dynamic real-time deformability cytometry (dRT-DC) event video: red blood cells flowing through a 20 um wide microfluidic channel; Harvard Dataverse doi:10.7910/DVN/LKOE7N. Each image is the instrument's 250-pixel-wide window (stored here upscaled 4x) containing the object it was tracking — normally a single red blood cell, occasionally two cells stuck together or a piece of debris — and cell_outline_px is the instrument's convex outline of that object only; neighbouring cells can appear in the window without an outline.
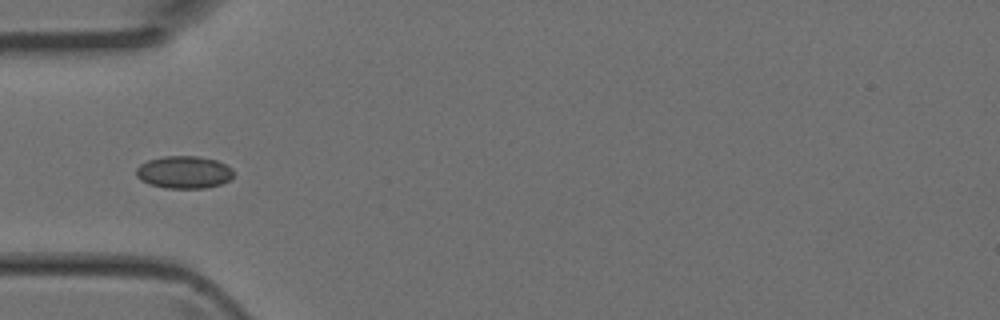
{"species": "Egyptian fruit bat (a non-hibernating species)", "species_latin": "Rousettus aegyptiacus", "temperature_condition": "room temperature", "stored_images_in_passage": 4, "camera_frame_rate_fps": 3000, "um_per_image_px": 0.085, "animal": {"sex": "female"}, "frame": {"image": 1, "passage_image": 4, "time_ms": 1.0, "image_size_px": [1000, 320], "cell_outline_px": [[232, 176], [228, 180], [220, 184], [204, 188], [164, 188], [148, 184], [140, 180], [136, 176], [136, 168], [140, 164], [148, 160], [164, 156], [196, 156], [216, 160], [232, 168]], "centroid_in_image_um": [15.59, 14.64], "position_along_channel_um": 69.4, "area_um2": 18.38}}